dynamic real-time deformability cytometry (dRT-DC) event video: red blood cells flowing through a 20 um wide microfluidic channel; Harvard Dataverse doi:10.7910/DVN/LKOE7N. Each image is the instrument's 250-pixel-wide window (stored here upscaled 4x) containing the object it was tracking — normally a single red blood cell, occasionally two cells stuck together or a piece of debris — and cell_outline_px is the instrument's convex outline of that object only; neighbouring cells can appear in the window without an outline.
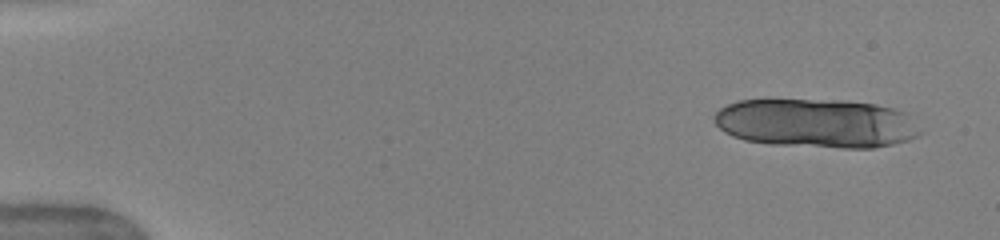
{"species": "human", "species_latin": "Homo sapiens", "temperature_condition": "warm", "stored_images_in_passage": 21, "camera_frame_rate_fps": 3000, "um_per_image_px": 0.085, "donor": {"sex": "female"}, "frame": {"image": 1, "passage_image": 1, "time_ms": 0.0, "image_size_px": [1000, 240], "cell_outline_px": [[924, 132], [920, 136], [908, 140], [892, 144], [872, 148], [840, 148], [768, 144], [744, 140], [732, 136], [724, 132], [716, 124], [712, 116], [720, 108], [728, 104], [740, 100], [844, 100], [876, 104], [908, 112]], "centroid_in_image_um": [69.44, 10.48], "position_along_channel_um": 15.6, "area_um2": 59.48}}